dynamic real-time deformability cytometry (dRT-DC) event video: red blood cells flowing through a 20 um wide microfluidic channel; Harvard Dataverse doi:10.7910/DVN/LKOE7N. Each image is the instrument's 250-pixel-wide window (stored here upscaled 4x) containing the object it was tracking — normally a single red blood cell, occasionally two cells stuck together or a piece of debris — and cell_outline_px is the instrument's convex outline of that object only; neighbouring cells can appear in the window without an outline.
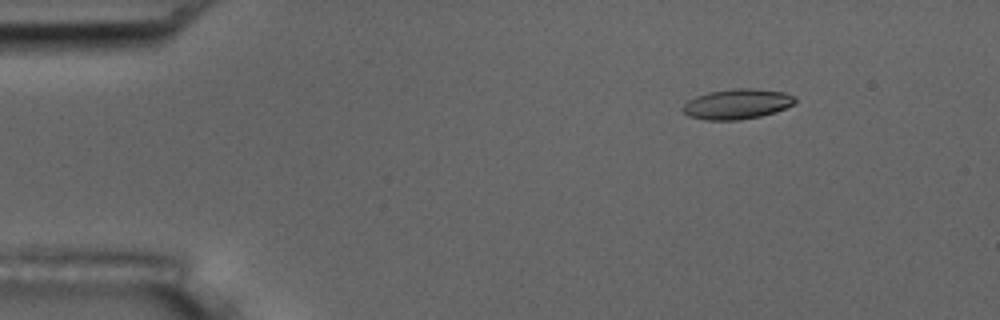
{"species": "common noctule bat (a hibernating species)", "species_latin": "Nyctalus noctula", "temperature_condition": "room temperature", "stored_images_in_passage": 55, "camera_frame_rate_fps": 3000, "um_per_image_px": 0.085, "animal": {"sex": "male", "body_mass_g": 17.5, "forearm_length_mm": 52.3}, "frame": {"image": 1, "passage_image": 8, "time_ms": 2.333, "image_size_px": [1000, 320], "cell_outline_px": [[796, 100], [792, 104], [776, 112], [760, 116], [740, 120], [704, 120], [688, 116], [680, 108], [688, 100], [696, 96], [708, 92], [736, 88], [748, 88], [784, 92], [792, 96]], "centroid_in_image_um": [62.59, 8.85], "position_along_channel_um": 22.4, "area_um2": 19.65}}
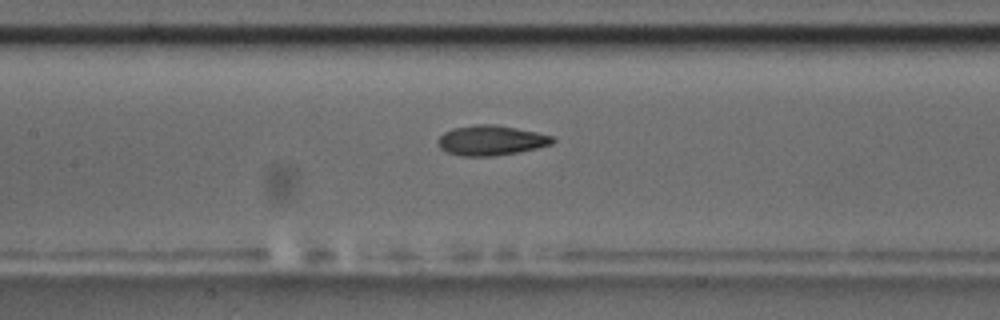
{"frame": {"image": 2, "passage_image": 26, "time_ms": 8.333, "image_size_px": [1000, 320], "cell_outline_px": [[556, 140], [552, 144], [520, 152], [492, 156], [460, 156], [448, 152], [440, 148], [436, 140], [444, 132], [452, 128], [472, 124], [492, 124], [516, 128], [536, 132], [552, 136]], "centroid_in_image_um": [41.71, 11.93], "position_along_channel_um": 165.7, "area_um2": 20.11}}
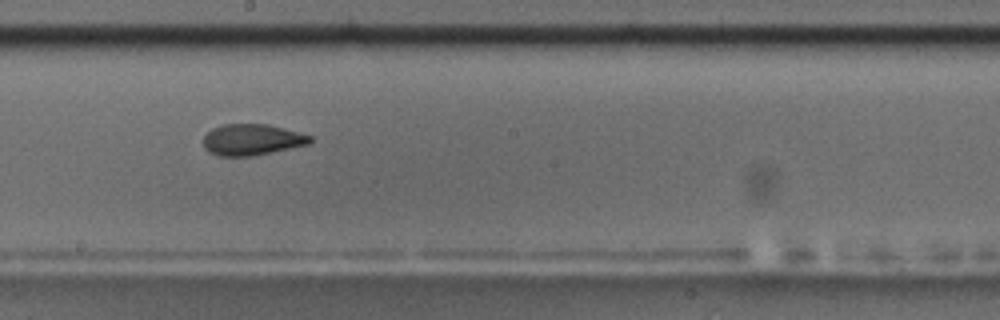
{"frame": {"image": 3, "passage_image": 31, "time_ms": 10.0, "image_size_px": [1000, 320], "cell_outline_px": [[312, 140], [308, 144], [252, 156], [216, 156], [208, 152], [204, 148], [204, 136], [212, 128], [224, 124], [268, 124], [312, 136]], "centroid_in_image_um": [21.37, 11.87], "position_along_channel_um": 226.8, "area_um2": 19.31}, "authors_computed_cell_mechanics": {"area_um2": 19.7098, "velocity_mm_per_s": 3.6913, "shape_relaxation_time_tau1_ms": 5.4308, "shape_relaxation_time_tau2_ms": 1.9402, "deformation_change_tau1": 0.1776, "deformation_change_tau2": 0.0863}}